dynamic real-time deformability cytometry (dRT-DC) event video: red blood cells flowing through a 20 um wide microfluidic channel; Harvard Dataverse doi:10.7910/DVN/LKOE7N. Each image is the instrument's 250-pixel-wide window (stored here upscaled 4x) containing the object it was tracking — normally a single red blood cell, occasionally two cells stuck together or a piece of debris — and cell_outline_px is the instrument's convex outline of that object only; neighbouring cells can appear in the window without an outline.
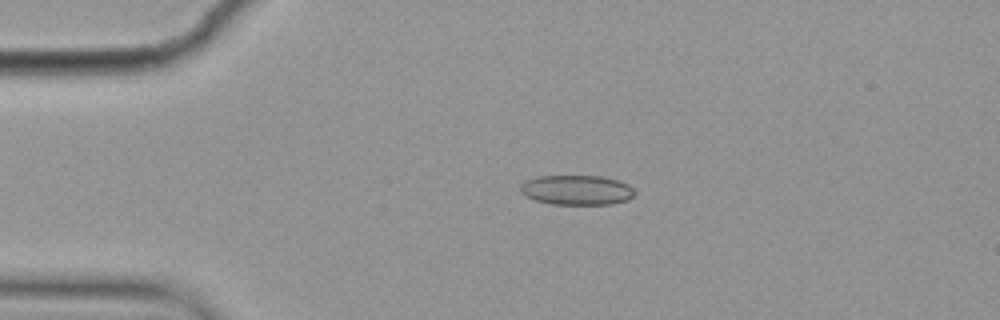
{"species": "common noctule bat (a hibernating species)", "species_latin": "Nyctalus noctula", "temperature_condition": "cold", "stored_images_in_passage": 6, "camera_frame_rate_fps": 3000, "um_per_image_px": 0.085, "animal": {"sex": "female", "body_mass_g": 19.9}, "frame": {"image": 1, "passage_image": 4, "time_ms": 1.0, "image_size_px": [1000, 320], "cell_outline_px": [[636, 192], [628, 200], [612, 204], [552, 204], [536, 200], [524, 196], [520, 192], [520, 184], [524, 180], [536, 176], [600, 176], [620, 180], [628, 184]], "centroid_in_image_um": [49.0, 16.14], "position_along_channel_um": 36.0, "area_um2": 20.06}}